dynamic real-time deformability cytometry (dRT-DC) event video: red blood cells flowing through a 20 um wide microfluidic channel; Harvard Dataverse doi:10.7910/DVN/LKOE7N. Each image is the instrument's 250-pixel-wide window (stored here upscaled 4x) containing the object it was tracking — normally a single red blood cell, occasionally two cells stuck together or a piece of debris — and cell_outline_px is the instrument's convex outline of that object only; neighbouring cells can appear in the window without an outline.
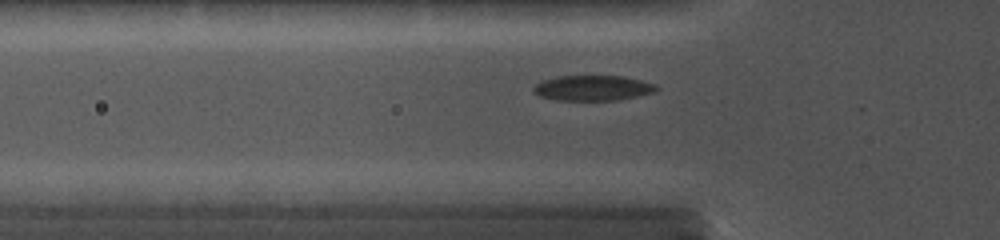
{"species": "common noctule bat (a hibernating species)", "species_latin": "Nyctalus noctula", "temperature_condition": "cold", "stored_images_in_passage": 23, "camera_frame_rate_fps": 5000, "um_per_image_px": 0.085, "animal": {"sex": "female", "body_mass_g": 19.0, "forearm_length_mm": 56.7}, "frame": {"image": 1, "passage_image": 8, "time_ms": 3.2, "image_size_px": [1000, 240], "cell_outline_px": [[660, 88], [656, 92], [616, 100], [556, 100], [540, 96], [532, 92], [532, 88], [536, 84], [544, 80], [556, 76], [624, 76], [656, 84]], "centroid_in_image_um": [50.39, 7.48], "position_along_channel_um": 75.4, "area_um2": 18.15}}
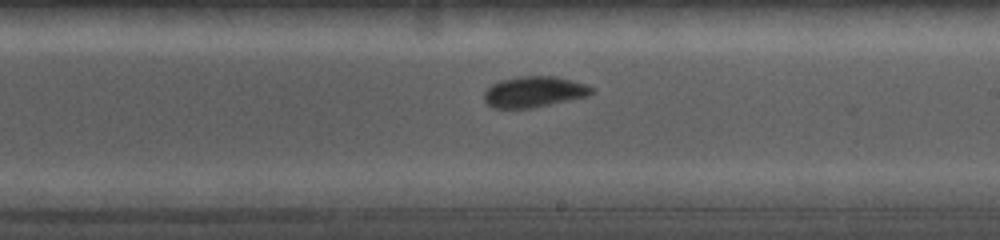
{"frame": {"image": 2, "passage_image": 17, "time_ms": 7.4, "image_size_px": [1000, 240], "cell_outline_px": [[592, 92], [588, 96], [532, 108], [492, 108], [484, 100], [484, 92], [492, 84], [500, 80], [520, 76], [556, 76], [572, 80], [584, 84], [592, 88]], "centroid_in_image_um": [45.36, 7.8], "position_along_channel_um": 243.6, "area_um2": 19.25}}
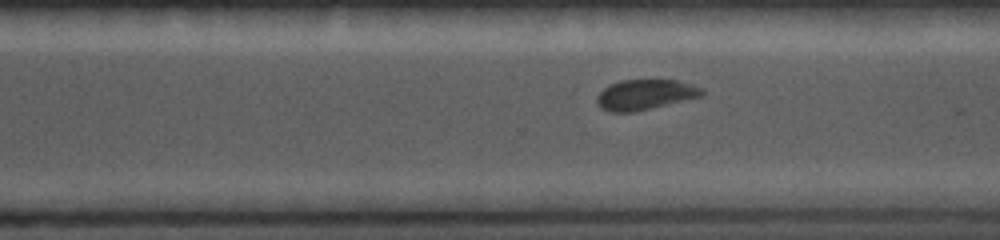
{"frame": {"image": 3, "passage_image": 21, "time_ms": 9.2, "image_size_px": [1000, 240], "cell_outline_px": [[704, 96], [632, 112], [608, 112], [600, 108], [596, 104], [596, 96], [608, 84], [620, 80], [680, 80], [704, 88]], "centroid_in_image_um": [54.83, 8.04], "position_along_channel_um": 315.8, "area_um2": 18.79}}